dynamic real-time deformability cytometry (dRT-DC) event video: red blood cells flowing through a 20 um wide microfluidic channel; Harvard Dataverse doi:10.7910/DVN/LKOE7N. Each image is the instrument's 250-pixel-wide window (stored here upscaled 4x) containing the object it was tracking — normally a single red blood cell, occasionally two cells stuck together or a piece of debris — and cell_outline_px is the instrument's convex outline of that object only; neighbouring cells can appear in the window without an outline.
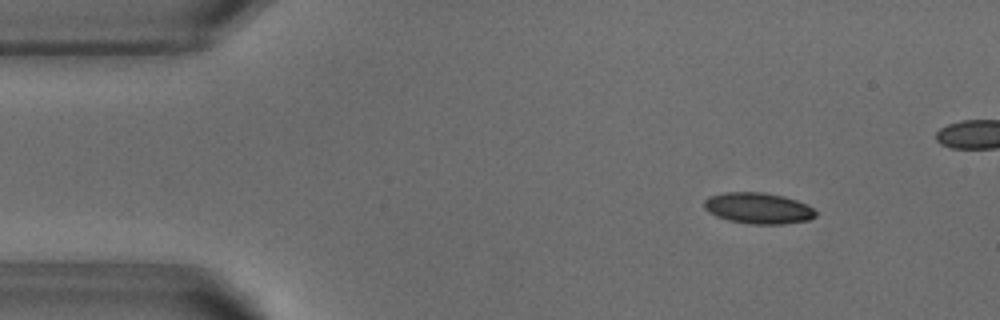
{"species": "common noctule bat (a hibernating species)", "species_latin": "Nyctalus noctula", "temperature_condition": "warm", "stored_images_in_passage": 45, "camera_frame_rate_fps": 3000, "um_per_image_px": 0.085, "animal": {"sex": "male", "body_mass_g": 18.8}, "frame": {"image": 1, "passage_image": 5, "time_ms": 1.333, "image_size_px": [1000, 320], "cell_outline_px": [[816, 216], [808, 220], [784, 224], [752, 224], [728, 220], [716, 216], [708, 212], [704, 208], [704, 200], [708, 196], [724, 192], [764, 192], [784, 196], [808, 204], [816, 212]], "centroid_in_image_um": [64.43, 17.69], "position_along_channel_um": 20.6, "area_um2": 20.35}}
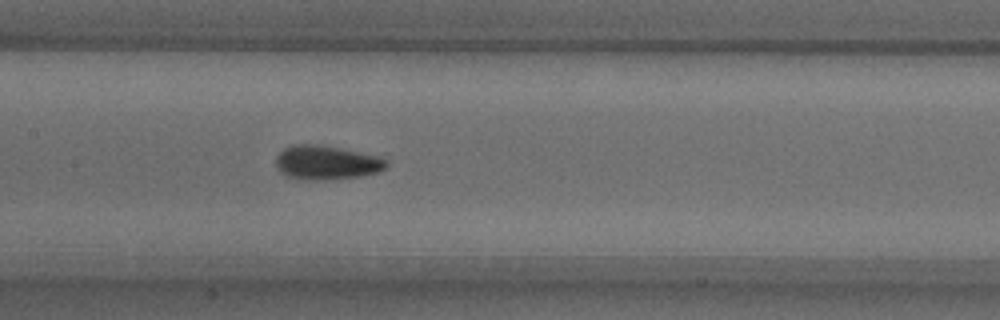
{"frame": {"image": 2, "passage_image": 23, "time_ms": 7.333, "image_size_px": [1000, 320], "cell_outline_px": [[388, 164], [380, 172], [360, 176], [324, 180], [300, 180], [284, 176], [280, 172], [276, 164], [276, 156], [284, 148], [296, 144], [320, 144], [380, 156], [388, 160]], "centroid_in_image_um": [27.75, 13.82], "position_along_channel_um": 179.7, "area_um2": 22.25}}
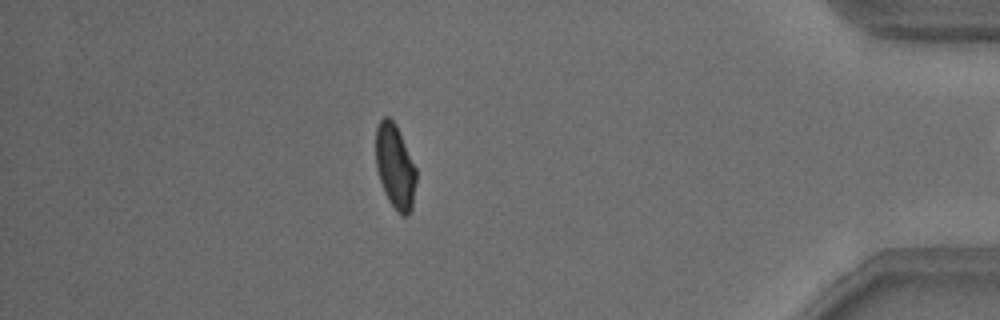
{"frame": {"image": 3, "passage_image": 44, "time_ms": 14.333, "image_size_px": [1000, 320], "cell_outline_px": [[416, 180], [412, 208], [408, 216], [400, 216], [396, 212], [388, 200], [384, 192], [376, 168], [376, 128], [380, 120], [384, 116], [388, 116], [396, 124], [416, 168]], "centroid_in_image_um": [33.58, 14.19], "position_along_channel_um": 401.6, "area_um2": 20.0}}